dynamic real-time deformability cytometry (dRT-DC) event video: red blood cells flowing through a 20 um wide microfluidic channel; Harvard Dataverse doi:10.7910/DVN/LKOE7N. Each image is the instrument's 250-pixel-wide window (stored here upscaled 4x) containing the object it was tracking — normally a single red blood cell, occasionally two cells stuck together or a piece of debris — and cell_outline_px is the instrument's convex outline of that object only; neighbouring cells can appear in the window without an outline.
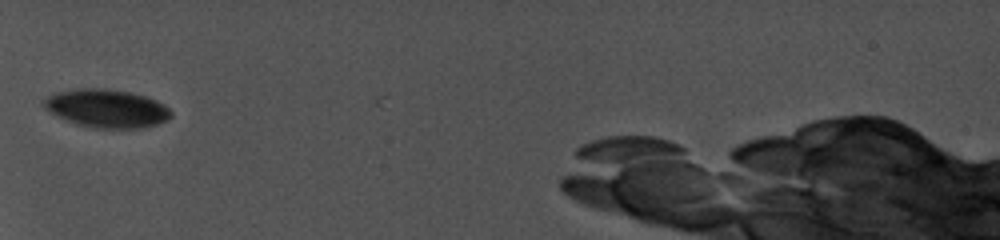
{"species": "common noctule bat (a hibernating species)", "species_latin": "Nyctalus noctula", "temperature_condition": "cold", "stored_images_in_passage": 10, "camera_frame_rate_fps": 5000, "um_per_image_px": 0.085, "animal": {"sex": "female", "body_mass_g": 19.0, "forearm_length_mm": 56.7}, "frame": {"image": 1, "passage_image": 4, "time_ms": 0.4, "image_size_px": [1000, 240], "cell_outline_px": [[172, 116], [168, 120], [144, 128], [92, 128], [76, 124], [56, 116], [44, 108], [40, 104], [40, 100], [56, 92], [76, 88], [104, 88], [128, 92], [144, 96], [156, 100], [164, 104], [172, 112]], "centroid_in_image_um": [9.02, 9.22], "position_along_channel_um": 76.0, "area_um2": 28.67}}